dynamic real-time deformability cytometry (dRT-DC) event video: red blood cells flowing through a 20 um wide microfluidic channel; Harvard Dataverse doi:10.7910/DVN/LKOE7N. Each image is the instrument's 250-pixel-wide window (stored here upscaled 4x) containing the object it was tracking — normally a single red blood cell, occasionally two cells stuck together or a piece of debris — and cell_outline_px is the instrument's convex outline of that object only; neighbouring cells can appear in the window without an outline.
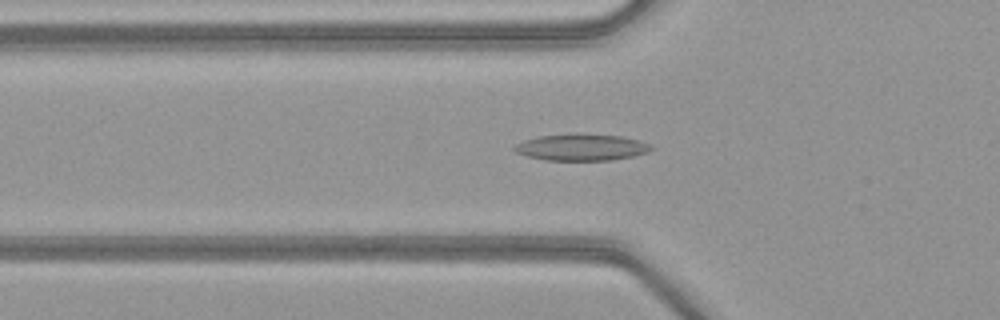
{"species": "common noctule bat (a hibernating species)", "species_latin": "Nyctalus noctula", "temperature_condition": "warm", "stored_images_in_passage": 47, "camera_frame_rate_fps": 3000, "um_per_image_px": 0.085, "animal": {"sex": "female", "body_mass_g": 21.9}, "frame": {"image": 1, "passage_image": 14, "time_ms": 4.333, "image_size_px": [1000, 320], "cell_outline_px": [[652, 148], [648, 152], [632, 156], [612, 160], [544, 160], [528, 156], [516, 152], [512, 148], [516, 144], [524, 140], [540, 136], [576, 132], [624, 136], [640, 140], [652, 144]], "centroid_in_image_um": [49.45, 12.49], "position_along_channel_um": 76.4, "area_um2": 21.56}}
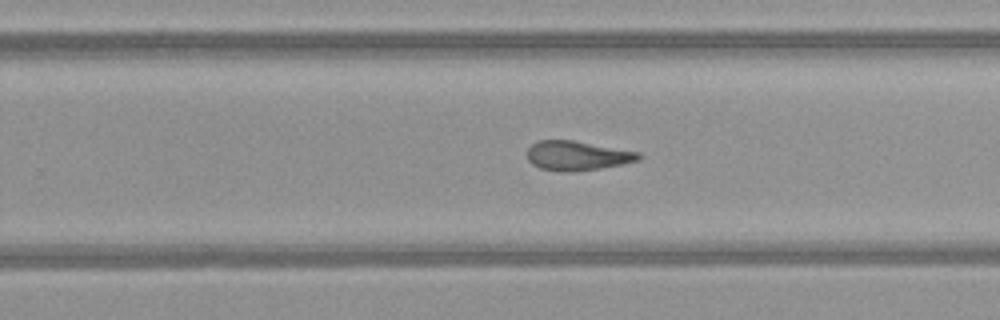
{"frame": {"image": 2, "passage_image": 29, "time_ms": 9.333, "image_size_px": [1000, 320], "cell_outline_px": [[644, 156], [640, 160], [600, 168], [572, 172], [568, 172], [540, 168], [532, 164], [528, 160], [528, 148], [532, 144], [540, 140], [572, 140], [640, 152]], "centroid_in_image_um": [49.09, 13.23], "position_along_channel_um": 280.7, "area_um2": 19.02}}
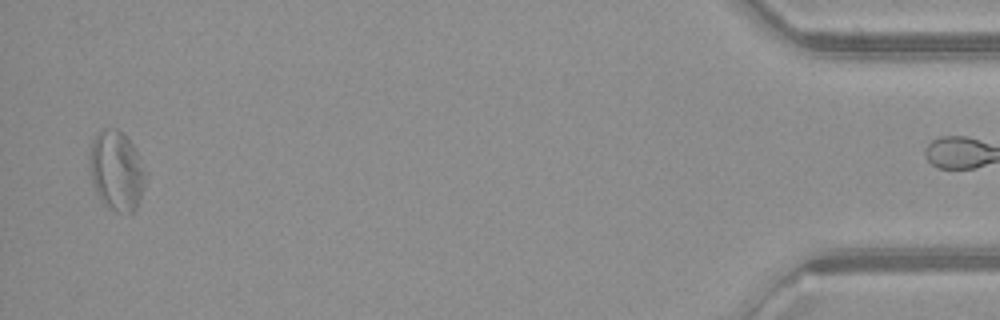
{"frame": {"image": 3, "passage_image": 46, "time_ms": 15.0, "image_size_px": [1000, 320], "cell_outline_px": [[148, 176], [140, 200], [136, 208], [128, 216], [116, 212], [104, 204], [100, 200], [92, 184], [88, 168], [88, 152], [96, 132], [104, 128], [116, 128], [128, 136], [136, 148], [148, 172]], "centroid_in_image_um": [9.92, 14.5], "position_along_channel_um": 425.3, "area_um2": 27.28}, "authors_computed_cell_mechanics": {"area_um2": 20.2878, "velocity_mm_per_s": 4.0662, "shape_relaxation_time_tau1_ms": null, "shape_relaxation_time_tau2_ms": 3.4867, "deformation_change_tau1": null, "deformation_change_tau2": 0.134}}